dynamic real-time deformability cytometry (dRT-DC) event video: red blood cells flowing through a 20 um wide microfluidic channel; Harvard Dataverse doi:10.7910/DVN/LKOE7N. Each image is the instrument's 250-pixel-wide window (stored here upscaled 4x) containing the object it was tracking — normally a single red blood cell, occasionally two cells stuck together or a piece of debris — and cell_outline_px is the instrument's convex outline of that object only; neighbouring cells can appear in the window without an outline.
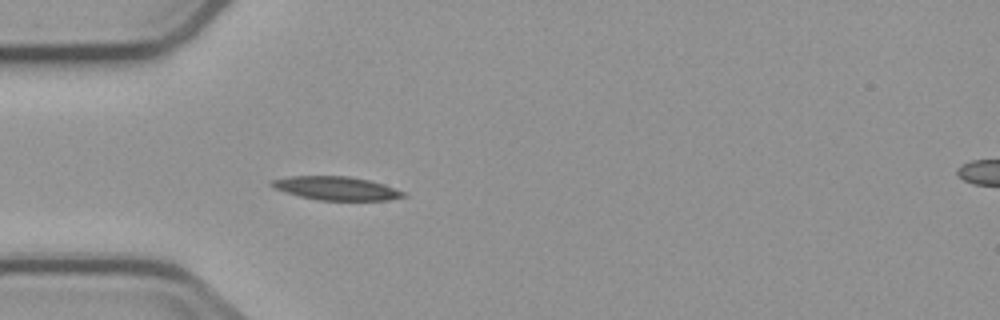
{"species": "common noctule bat (a hibernating species)", "species_latin": "Nyctalus noctula", "temperature_condition": "cold", "stored_images_in_passage": 3, "camera_frame_rate_fps": 3000, "um_per_image_px": 0.085, "animal": {"sex": "male", "body_mass_g": 23.1, "forearm_length_mm": 52.7}, "frame": {"image": 1, "passage_image": 3, "time_ms": 3.667, "image_size_px": [1000, 320], "cell_outline_px": [[408, 196], [388, 200], [316, 200], [284, 192], [268, 184], [272, 180], [292, 176], [348, 176], [368, 180], [384, 184], [404, 192]], "centroid_in_image_um": [28.59, 16.01], "position_along_channel_um": 56.4, "area_um2": 17.98}}